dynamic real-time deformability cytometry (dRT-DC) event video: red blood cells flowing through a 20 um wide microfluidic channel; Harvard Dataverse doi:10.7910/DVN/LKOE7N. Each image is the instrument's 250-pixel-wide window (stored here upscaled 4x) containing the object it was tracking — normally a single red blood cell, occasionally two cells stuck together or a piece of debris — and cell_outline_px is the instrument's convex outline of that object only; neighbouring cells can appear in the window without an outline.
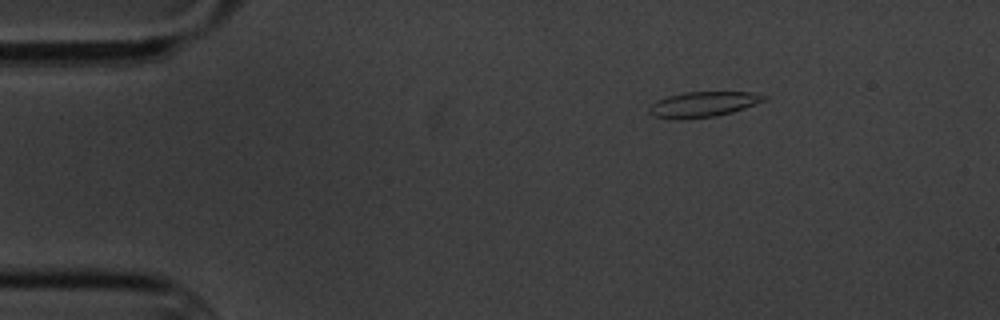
{"species": "common noctule bat (a hibernating species)", "species_latin": "Nyctalus noctula", "temperature_condition": "cold", "stored_images_in_passage": 4, "camera_frame_rate_fps": 3000, "um_per_image_px": 0.085, "animal": {"sex": "male", "body_mass_g": 20.1, "forearm_length_mm": 53.5}, "frame": {"image": 1, "passage_image": 2, "time_ms": 1.333, "image_size_px": [1000, 320], "cell_outline_px": [[768, 96], [764, 100], [744, 108], [732, 112], [716, 116], [688, 120], [676, 120], [652, 116], [648, 112], [648, 108], [656, 100], [668, 96], [684, 92], [752, 92]], "centroid_in_image_um": [59.7, 8.89], "position_along_channel_um": 25.3, "area_um2": 17.17}}